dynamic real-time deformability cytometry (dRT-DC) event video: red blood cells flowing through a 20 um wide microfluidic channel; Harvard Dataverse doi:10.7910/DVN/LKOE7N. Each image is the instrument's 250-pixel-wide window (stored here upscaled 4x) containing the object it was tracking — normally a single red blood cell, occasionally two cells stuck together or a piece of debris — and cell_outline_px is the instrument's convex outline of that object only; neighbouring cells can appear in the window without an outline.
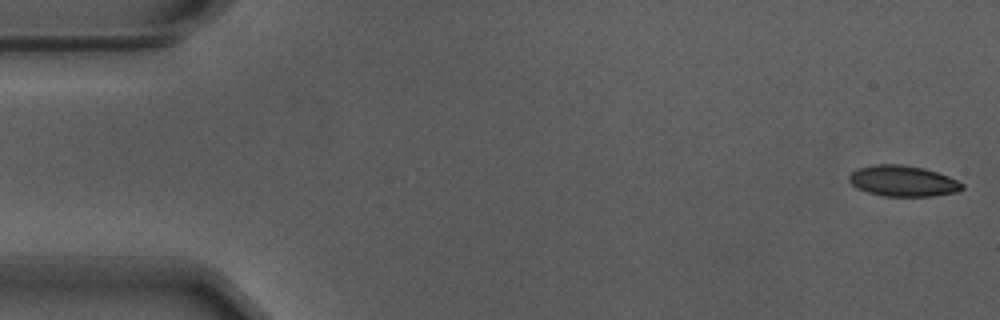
{"species": "Egyptian fruit bat (a non-hibernating species)", "species_latin": "Rousettus aegyptiacus", "temperature_condition": "warm", "stored_images_in_passage": 49, "camera_frame_rate_fps": 3000, "um_per_image_px": 0.085, "animal": {"sex": "male"}, "frame": {"image": 1, "passage_image": 1, "time_ms": 0.0, "image_size_px": [1000, 320], "cell_outline_px": [[964, 188], [956, 192], [932, 196], [884, 196], [868, 192], [856, 188], [848, 180], [848, 176], [852, 172], [860, 168], [876, 164], [900, 164], [924, 168], [948, 176], [964, 184]], "centroid_in_image_um": [76.74, 15.39], "position_along_channel_um": 8.3, "area_um2": 20.23}}
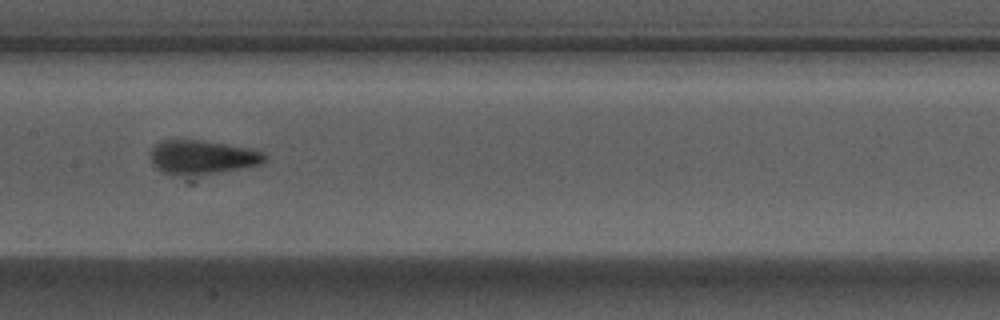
{"frame": {"image": 2, "passage_image": 27, "time_ms": 8.667, "image_size_px": [1000, 320], "cell_outline_px": [[268, 160], [260, 164], [188, 184], [156, 168], [152, 164], [148, 152], [160, 140], [196, 140], [224, 144], [248, 148], [260, 152], [268, 156]], "centroid_in_image_um": [17.14, 13.52], "position_along_channel_um": 190.3, "area_um2": 24.91}}
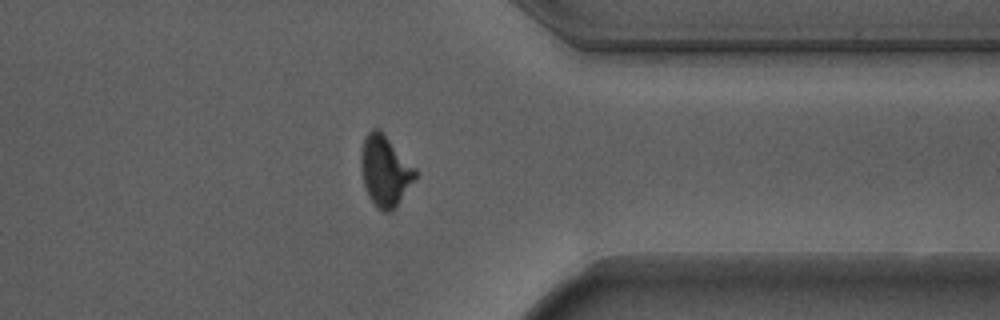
{"frame": {"image": 3, "passage_image": 43, "time_ms": 14.0, "image_size_px": [1000, 320], "cell_outline_px": [[416, 180], [392, 212], [384, 212], [376, 208], [368, 196], [364, 184], [360, 164], [360, 152], [364, 140], [368, 132], [372, 128], [380, 128], [416, 168]], "centroid_in_image_um": [32.74, 14.53], "position_along_channel_um": 378.7, "area_um2": 22.77}}